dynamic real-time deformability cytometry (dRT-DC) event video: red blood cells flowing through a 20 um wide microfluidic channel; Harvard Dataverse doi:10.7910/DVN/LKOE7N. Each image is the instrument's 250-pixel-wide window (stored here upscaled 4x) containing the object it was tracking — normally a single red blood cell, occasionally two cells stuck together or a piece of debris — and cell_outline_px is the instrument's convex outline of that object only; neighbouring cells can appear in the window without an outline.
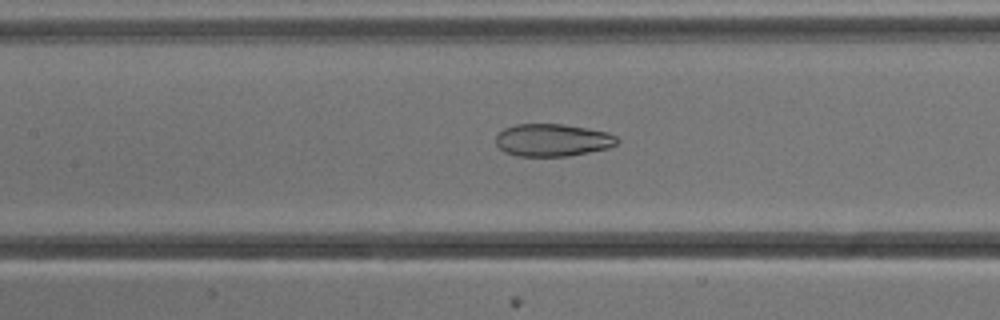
{"species": "common noctule bat (a hibernating species)", "species_latin": "Nyctalus noctula", "temperature_condition": "cold", "stored_images_in_passage": 53, "camera_frame_rate_fps": 3000, "um_per_image_px": 0.085, "animal": {"sex": "male", "body_mass_g": 13.3}, "frame": {"image": 1, "passage_image": 24, "time_ms": 7.667, "image_size_px": [1000, 320], "cell_outline_px": [[620, 140], [616, 144], [608, 148], [568, 156], [516, 156], [504, 152], [496, 144], [496, 136], [504, 128], [516, 124], [564, 124], [608, 132], [616, 136]], "centroid_in_image_um": [46.96, 11.91], "position_along_channel_um": 160.4, "area_um2": 23.0}}
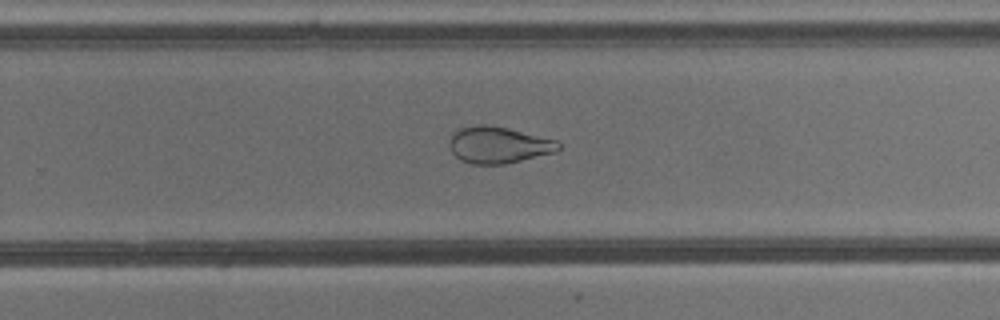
{"frame": {"image": 2, "passage_image": 34, "time_ms": 11.0, "image_size_px": [1000, 320], "cell_outline_px": [[560, 148], [556, 152], [504, 164], [472, 164], [460, 160], [452, 152], [452, 132], [460, 128], [476, 124], [484, 124], [508, 128], [556, 140], [560, 144]], "centroid_in_image_um": [42.39, 12.32], "position_along_channel_um": 287.4, "area_um2": 23.0}}
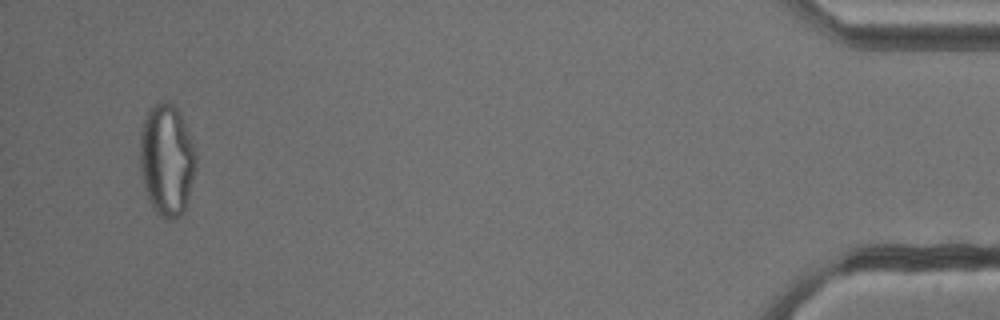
{"frame": {"image": 3, "passage_image": 51, "time_ms": 16.667, "image_size_px": [1000, 320], "cell_outline_px": [[196, 168], [184, 212], [180, 216], [172, 220], [164, 220], [152, 208], [144, 188], [140, 172], [140, 132], [148, 108], [152, 104], [160, 100], [172, 104], [176, 108], [192, 136], [196, 156]], "centroid_in_image_um": [14.17, 13.6], "position_along_channel_um": 421.0, "area_um2": 37.05}}